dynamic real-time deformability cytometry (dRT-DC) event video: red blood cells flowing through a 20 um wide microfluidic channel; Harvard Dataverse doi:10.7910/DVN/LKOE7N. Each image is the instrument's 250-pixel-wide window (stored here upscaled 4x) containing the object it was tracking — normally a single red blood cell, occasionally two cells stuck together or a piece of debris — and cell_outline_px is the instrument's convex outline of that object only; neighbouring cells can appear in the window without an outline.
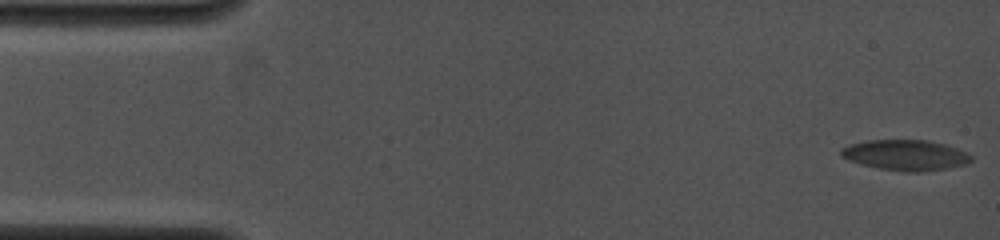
{"species": "common noctule bat (a hibernating species)", "species_latin": "Nyctalus noctula", "temperature_condition": "cold", "stored_images_in_passage": 22, "camera_frame_rate_fps": 4000, "um_per_image_px": 0.085, "animal": {"sex": "female", "body_mass_g": 19.0, "forearm_length_mm": 53.3}, "frame": {"image": 1, "passage_image": 1, "time_ms": 0.0, "image_size_px": [1000, 240], "cell_outline_px": [[972, 160], [964, 164], [948, 168], [920, 172], [908, 172], [880, 168], [860, 164], [848, 160], [840, 156], [840, 148], [848, 144], [868, 140], [928, 140], [944, 144], [956, 148], [972, 156]], "centroid_in_image_um": [76.92, 13.18], "position_along_channel_um": 8.1, "area_um2": 23.12}}